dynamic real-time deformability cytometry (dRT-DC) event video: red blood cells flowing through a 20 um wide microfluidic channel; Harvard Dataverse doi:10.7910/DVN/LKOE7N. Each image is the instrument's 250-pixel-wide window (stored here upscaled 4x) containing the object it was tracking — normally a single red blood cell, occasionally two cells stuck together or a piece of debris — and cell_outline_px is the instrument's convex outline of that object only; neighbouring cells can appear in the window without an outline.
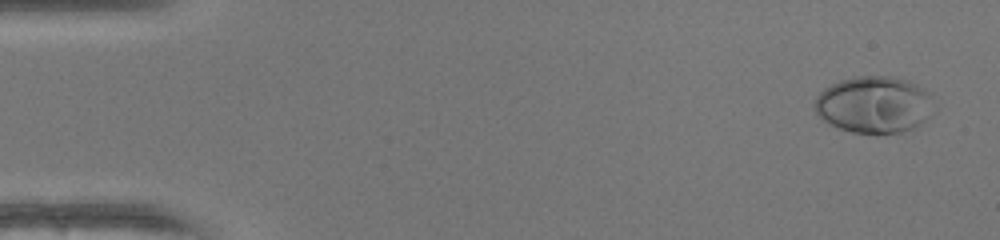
{"species": "human", "species_latin": "Homo sapiens", "temperature_condition": "warm", "stored_images_in_passage": 50, "camera_frame_rate_fps": 3000, "um_per_image_px": 0.085, "donor": {"sex": "female"}, "frame": {"image": 1, "passage_image": 2, "time_ms": 0.333, "image_size_px": [1000, 240], "cell_outline_px": [[936, 108], [920, 124], [912, 128], [900, 132], [852, 132], [828, 124], [816, 112], [816, 96], [824, 88], [840, 80], [852, 76], [892, 76], [908, 80], [932, 92], [936, 104]], "centroid_in_image_um": [74.36, 8.86], "position_along_channel_um": 10.6, "area_um2": 39.65}}
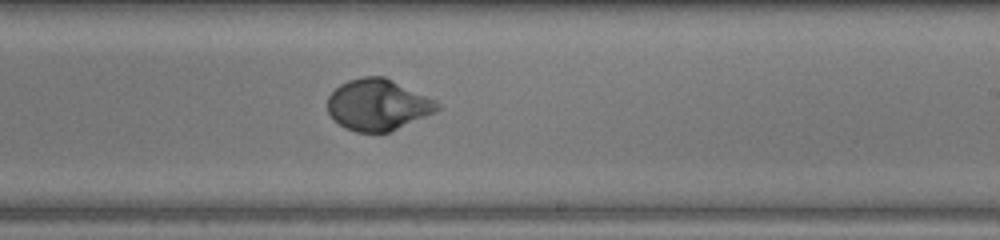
{"frame": {"image": 2, "passage_image": 30, "time_ms": 9.667, "image_size_px": [1000, 240], "cell_outline_px": [[444, 108], [436, 112], [388, 132], [356, 132], [344, 128], [332, 120], [328, 112], [328, 96], [340, 84], [348, 80], [364, 76], [384, 76], [436, 100]], "centroid_in_image_um": [32.12, 8.91], "position_along_channel_um": 256.9, "area_um2": 32.95}}
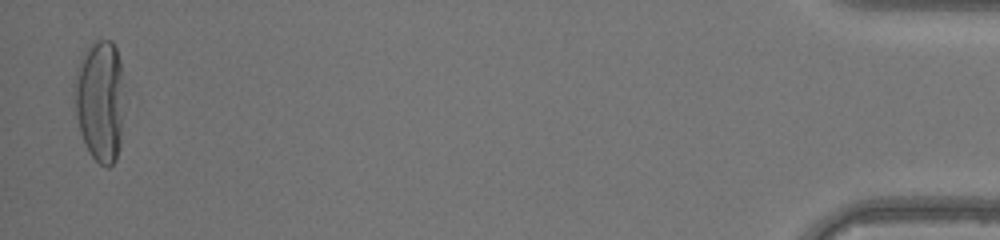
{"frame": {"image": 3, "passage_image": 49, "time_ms": 16.0, "image_size_px": [1000, 240], "cell_outline_px": [[120, 144], [116, 160], [108, 168], [100, 164], [88, 152], [84, 144], [80, 132], [72, 92], [76, 72], [80, 60], [84, 52], [92, 40], [112, 40], [116, 48], [120, 60]], "centroid_in_image_um": [8.43, 8.55], "position_along_channel_um": 426.8, "area_um2": 34.74}, "authors_computed_cell_mechanics": {"area_um2": 32.8015, "velocity_mm_per_s": 4.1545, "shape_relaxation_time_tau1_ms": 3.8324, "shape_relaxation_time_tau2_ms": null, "deformation_change_tau1": 0.2372, "deformation_change_tau2": null}}